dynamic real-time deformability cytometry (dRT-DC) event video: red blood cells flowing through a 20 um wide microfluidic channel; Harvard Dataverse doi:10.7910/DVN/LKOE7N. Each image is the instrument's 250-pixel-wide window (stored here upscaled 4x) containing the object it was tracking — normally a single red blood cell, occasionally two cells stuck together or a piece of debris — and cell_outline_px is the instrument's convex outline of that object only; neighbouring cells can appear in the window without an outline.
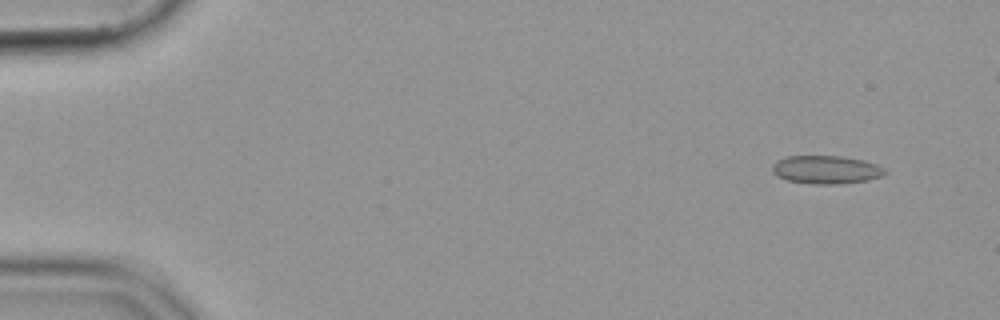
{"species": "common noctule bat (a hibernating species)", "species_latin": "Nyctalus noctula", "temperature_condition": "cold", "stored_images_in_passage": 13, "camera_frame_rate_fps": 3000, "um_per_image_px": 0.085, "animal": {"sex": "female", "body_mass_g": 19.9}, "frame": {"image": 1, "passage_image": 4, "time_ms": 1.0, "image_size_px": [1000, 320], "cell_outline_px": [[888, 172], [880, 176], [868, 180], [832, 184], [812, 184], [788, 180], [772, 172], [772, 164], [788, 156], [840, 156], [864, 160], [876, 164], [884, 168]], "centroid_in_image_um": [70.24, 14.42], "position_along_channel_um": 14.8, "area_um2": 18.26}}